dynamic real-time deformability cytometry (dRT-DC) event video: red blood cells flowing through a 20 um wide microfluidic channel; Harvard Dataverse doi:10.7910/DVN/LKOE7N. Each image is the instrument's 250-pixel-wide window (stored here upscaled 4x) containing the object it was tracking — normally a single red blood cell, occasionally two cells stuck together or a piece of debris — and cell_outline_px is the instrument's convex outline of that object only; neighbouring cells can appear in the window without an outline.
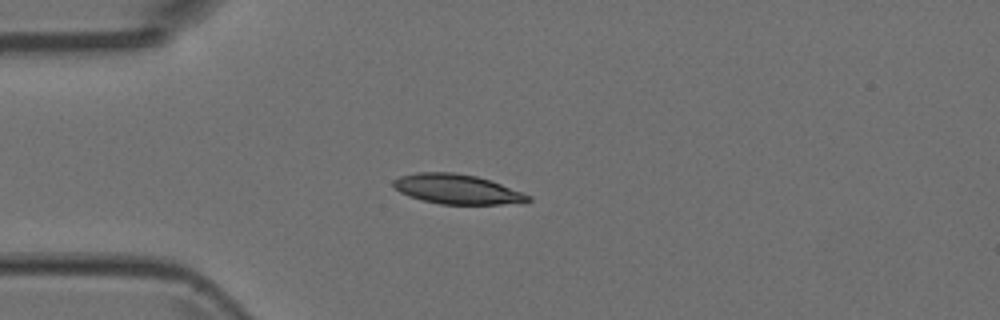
{"species": "Egyptian fruit bat (a non-hibernating species)", "species_latin": "Rousettus aegyptiacus", "temperature_condition": "room temperature", "stored_images_in_passage": 5, "camera_frame_rate_fps": 3000, "um_per_image_px": 0.085, "animal": {"sex": "female"}, "frame": {"image": 1, "passage_image": 3, "time_ms": 0.667, "image_size_px": [1000, 320], "cell_outline_px": [[532, 200], [528, 204], [440, 204], [408, 196], [400, 192], [392, 184], [392, 180], [400, 176], [416, 172], [452, 172], [476, 176], [500, 184], [532, 196]], "centroid_in_image_um": [38.89, 16.09], "position_along_channel_um": 46.1, "area_um2": 23.41}}